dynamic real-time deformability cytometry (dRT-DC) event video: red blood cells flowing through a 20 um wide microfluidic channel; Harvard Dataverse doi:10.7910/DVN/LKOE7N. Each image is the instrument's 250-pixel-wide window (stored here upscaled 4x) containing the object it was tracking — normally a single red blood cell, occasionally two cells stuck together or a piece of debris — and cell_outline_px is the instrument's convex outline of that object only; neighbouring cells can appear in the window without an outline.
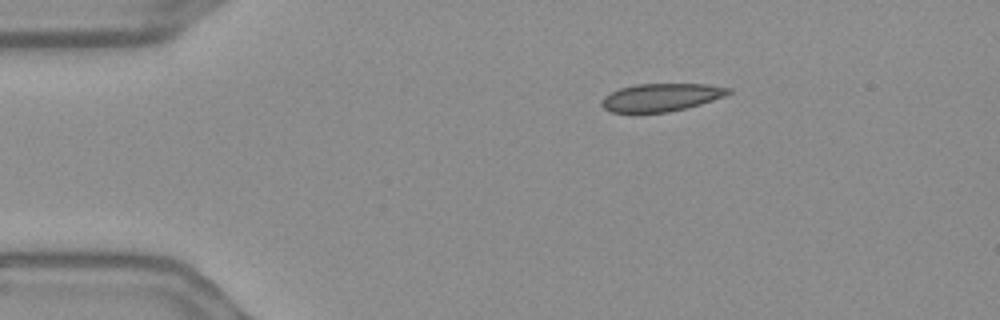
{"species": "Egyptian fruit bat (a non-hibernating species)", "species_latin": "Rousettus aegyptiacus", "temperature_condition": "warm", "stored_images_in_passage": 46, "camera_frame_rate_fps": 3000, "um_per_image_px": 0.085, "frame": {"image": 1, "passage_image": 1, "time_ms": 0.0, "image_size_px": [1000, 320], "cell_outline_px": [[732, 92], [724, 96], [700, 104], [668, 112], [608, 112], [600, 104], [600, 100], [604, 96], [620, 88], [636, 84], [708, 84], [732, 88]], "centroid_in_image_um": [56.18, 8.27], "position_along_channel_um": 28.8, "area_um2": 20.52}}
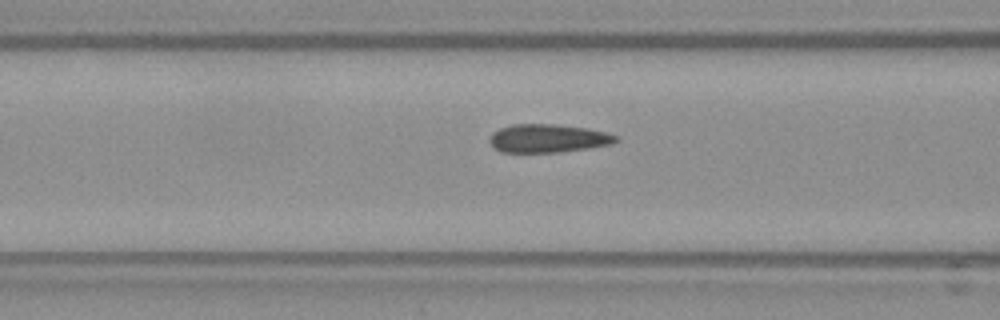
{"frame": {"image": 2, "passage_image": 13, "time_ms": 4.0, "image_size_px": [1000, 320], "cell_outline_px": [[620, 140], [612, 144], [588, 148], [560, 152], [500, 152], [488, 140], [492, 132], [500, 128], [512, 124], [556, 124], [588, 128], [608, 132], [620, 136]], "centroid_in_image_um": [46.63, 11.75], "position_along_channel_um": 120.0, "area_um2": 21.1}}
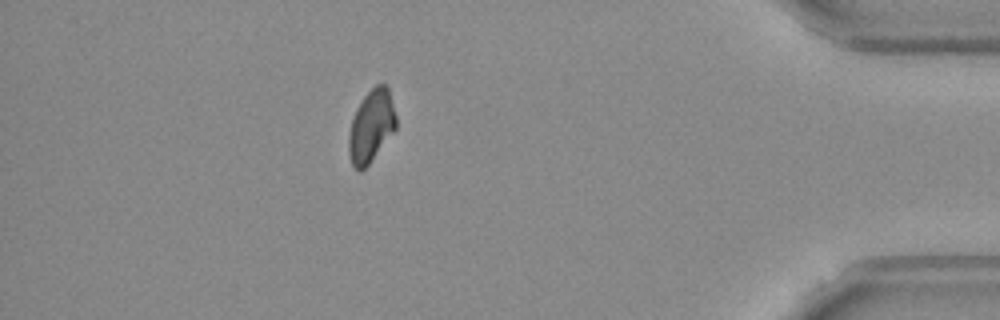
{"frame": {"image": 3, "passage_image": 40, "time_ms": 13.0, "image_size_px": [1000, 320], "cell_outline_px": [[396, 128], [368, 164], [360, 172], [352, 164], [348, 152], [348, 136], [352, 120], [356, 108], [364, 96], [376, 84], [384, 84], [388, 88], [396, 116]], "centroid_in_image_um": [31.54, 10.71], "position_along_channel_um": 403.7, "area_um2": 19.59}, "authors_computed_cell_mechanics": {"area_um2": 21.0681, "velocity_mm_per_s": 3.6578, "shape_relaxation_time_tau1_ms": 8.423, "shape_relaxation_time_tau2_ms": 2.3012, "deformation_change_tau1": 0.1305, "deformation_change_tau2": 0.0516}}